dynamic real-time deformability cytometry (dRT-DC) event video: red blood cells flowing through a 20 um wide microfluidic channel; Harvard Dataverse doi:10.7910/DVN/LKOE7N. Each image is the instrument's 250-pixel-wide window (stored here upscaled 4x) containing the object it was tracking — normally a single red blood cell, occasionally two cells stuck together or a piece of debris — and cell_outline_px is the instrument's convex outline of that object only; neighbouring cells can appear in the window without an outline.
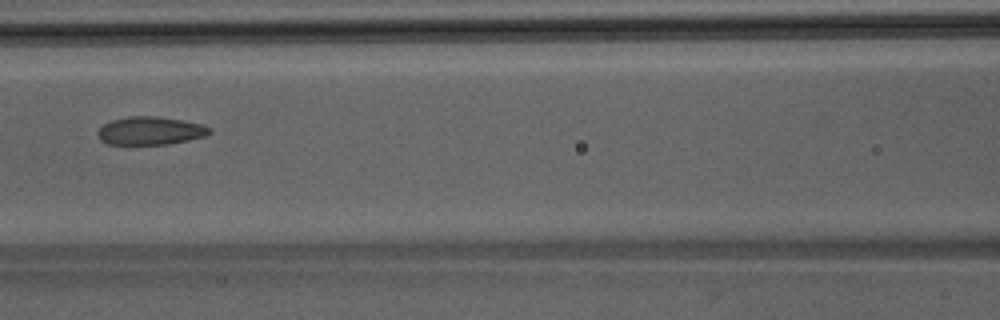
{"species": "Egyptian fruit bat (a non-hibernating species)", "species_latin": "Rousettus aegyptiacus", "temperature_condition": "room temperature", "stored_images_in_passage": 34, "camera_frame_rate_fps": 3000, "um_per_image_px": 0.085, "animal": {"sex": "male"}, "frame": {"image": 1, "passage_image": 12, "time_ms": 3.667, "image_size_px": [1000, 320], "cell_outline_px": [[212, 132], [204, 136], [188, 140], [168, 144], [108, 144], [100, 140], [96, 132], [104, 124], [112, 120], [128, 116], [156, 116], [184, 120], [200, 124], [212, 128]], "centroid_in_image_um": [12.77, 11.11], "position_along_channel_um": 153.8, "area_um2": 18.32}}
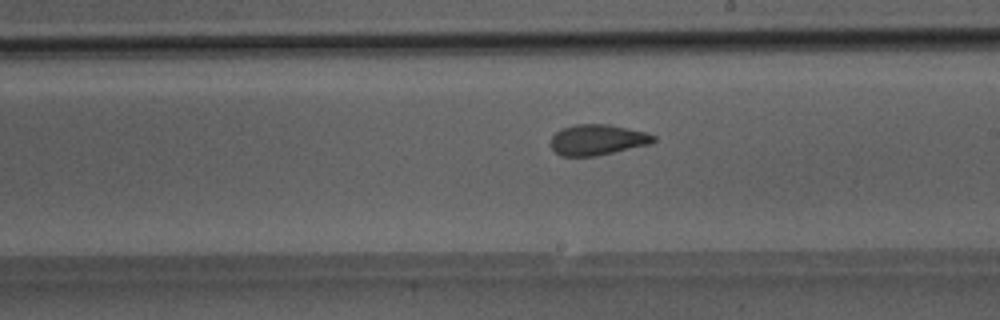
{"frame": {"image": 2, "passage_image": 18, "time_ms": 5.667, "image_size_px": [1000, 320], "cell_outline_px": [[656, 140], [648, 144], [596, 156], [560, 156], [552, 148], [552, 136], [560, 128], [576, 124], [608, 124], [644, 132], [656, 136]], "centroid_in_image_um": [50.75, 11.88], "position_along_channel_um": 238.2, "area_um2": 18.15}}
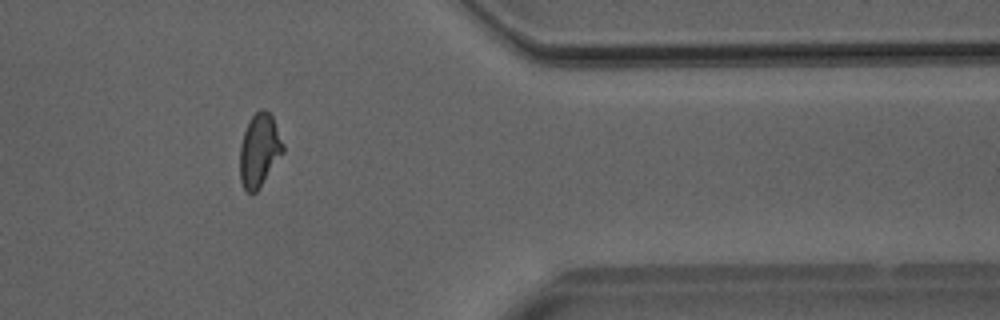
{"frame": {"image": 3, "passage_image": 30, "time_ms": 9.667, "image_size_px": [1000, 320], "cell_outline_px": [[284, 152], [260, 188], [256, 192], [248, 192], [244, 188], [240, 180], [240, 144], [244, 132], [252, 116], [260, 108], [264, 108], [272, 116], [284, 144]], "centroid_in_image_um": [22.05, 12.78], "position_along_channel_um": 389.3, "area_um2": 18.38}}